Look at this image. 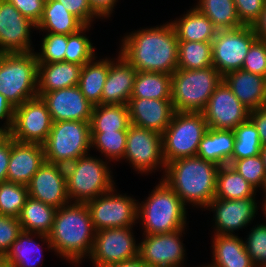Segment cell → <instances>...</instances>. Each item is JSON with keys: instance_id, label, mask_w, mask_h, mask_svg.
<instances>
[{"instance_id": "cell-10", "label": "cell", "mask_w": 266, "mask_h": 267, "mask_svg": "<svg viewBox=\"0 0 266 267\" xmlns=\"http://www.w3.org/2000/svg\"><path fill=\"white\" fill-rule=\"evenodd\" d=\"M257 39L252 26L218 30L212 41V65L224 76L240 70L252 43Z\"/></svg>"}, {"instance_id": "cell-9", "label": "cell", "mask_w": 266, "mask_h": 267, "mask_svg": "<svg viewBox=\"0 0 266 267\" xmlns=\"http://www.w3.org/2000/svg\"><path fill=\"white\" fill-rule=\"evenodd\" d=\"M64 168L68 199L75 198V203H86L114 188L109 168L102 160L85 155Z\"/></svg>"}, {"instance_id": "cell-32", "label": "cell", "mask_w": 266, "mask_h": 267, "mask_svg": "<svg viewBox=\"0 0 266 267\" xmlns=\"http://www.w3.org/2000/svg\"><path fill=\"white\" fill-rule=\"evenodd\" d=\"M87 62L82 66L78 86L85 98L94 106L101 104V96L106 81L110 60Z\"/></svg>"}, {"instance_id": "cell-47", "label": "cell", "mask_w": 266, "mask_h": 267, "mask_svg": "<svg viewBox=\"0 0 266 267\" xmlns=\"http://www.w3.org/2000/svg\"><path fill=\"white\" fill-rule=\"evenodd\" d=\"M240 22L253 26L259 19L266 0H233Z\"/></svg>"}, {"instance_id": "cell-42", "label": "cell", "mask_w": 266, "mask_h": 267, "mask_svg": "<svg viewBox=\"0 0 266 267\" xmlns=\"http://www.w3.org/2000/svg\"><path fill=\"white\" fill-rule=\"evenodd\" d=\"M229 165L254 188L263 186L266 177V169L260 154L253 157L230 161Z\"/></svg>"}, {"instance_id": "cell-29", "label": "cell", "mask_w": 266, "mask_h": 267, "mask_svg": "<svg viewBox=\"0 0 266 267\" xmlns=\"http://www.w3.org/2000/svg\"><path fill=\"white\" fill-rule=\"evenodd\" d=\"M85 24L68 12L56 0H46L43 14L36 28L48 30L49 33L69 35L81 30Z\"/></svg>"}, {"instance_id": "cell-28", "label": "cell", "mask_w": 266, "mask_h": 267, "mask_svg": "<svg viewBox=\"0 0 266 267\" xmlns=\"http://www.w3.org/2000/svg\"><path fill=\"white\" fill-rule=\"evenodd\" d=\"M213 243L215 262L212 267H256L238 236L215 235Z\"/></svg>"}, {"instance_id": "cell-31", "label": "cell", "mask_w": 266, "mask_h": 267, "mask_svg": "<svg viewBox=\"0 0 266 267\" xmlns=\"http://www.w3.org/2000/svg\"><path fill=\"white\" fill-rule=\"evenodd\" d=\"M130 125L128 105L99 104L93 107L91 132L127 131Z\"/></svg>"}, {"instance_id": "cell-33", "label": "cell", "mask_w": 266, "mask_h": 267, "mask_svg": "<svg viewBox=\"0 0 266 267\" xmlns=\"http://www.w3.org/2000/svg\"><path fill=\"white\" fill-rule=\"evenodd\" d=\"M255 188L229 164L219 166L215 198L223 200L253 198Z\"/></svg>"}, {"instance_id": "cell-52", "label": "cell", "mask_w": 266, "mask_h": 267, "mask_svg": "<svg viewBox=\"0 0 266 267\" xmlns=\"http://www.w3.org/2000/svg\"><path fill=\"white\" fill-rule=\"evenodd\" d=\"M15 107L6 99L5 96L0 94V120L7 118V124L4 129L8 132L14 122Z\"/></svg>"}, {"instance_id": "cell-58", "label": "cell", "mask_w": 266, "mask_h": 267, "mask_svg": "<svg viewBox=\"0 0 266 267\" xmlns=\"http://www.w3.org/2000/svg\"><path fill=\"white\" fill-rule=\"evenodd\" d=\"M7 134V131L4 128H0V140Z\"/></svg>"}, {"instance_id": "cell-39", "label": "cell", "mask_w": 266, "mask_h": 267, "mask_svg": "<svg viewBox=\"0 0 266 267\" xmlns=\"http://www.w3.org/2000/svg\"><path fill=\"white\" fill-rule=\"evenodd\" d=\"M29 197L26 185L14 182L0 183V214L18 218Z\"/></svg>"}, {"instance_id": "cell-22", "label": "cell", "mask_w": 266, "mask_h": 267, "mask_svg": "<svg viewBox=\"0 0 266 267\" xmlns=\"http://www.w3.org/2000/svg\"><path fill=\"white\" fill-rule=\"evenodd\" d=\"M209 206L216 211V235H230L233 230L246 226L255 216L257 208L254 198L232 200L214 198Z\"/></svg>"}, {"instance_id": "cell-11", "label": "cell", "mask_w": 266, "mask_h": 267, "mask_svg": "<svg viewBox=\"0 0 266 267\" xmlns=\"http://www.w3.org/2000/svg\"><path fill=\"white\" fill-rule=\"evenodd\" d=\"M52 123L46 103L37 96L15 108L14 122L7 133L18 142L43 145L51 131Z\"/></svg>"}, {"instance_id": "cell-45", "label": "cell", "mask_w": 266, "mask_h": 267, "mask_svg": "<svg viewBox=\"0 0 266 267\" xmlns=\"http://www.w3.org/2000/svg\"><path fill=\"white\" fill-rule=\"evenodd\" d=\"M245 71L266 77V42L256 39L250 46L242 68Z\"/></svg>"}, {"instance_id": "cell-44", "label": "cell", "mask_w": 266, "mask_h": 267, "mask_svg": "<svg viewBox=\"0 0 266 267\" xmlns=\"http://www.w3.org/2000/svg\"><path fill=\"white\" fill-rule=\"evenodd\" d=\"M251 231L244 243L245 250L256 267L259 264L260 267H266V225H259Z\"/></svg>"}, {"instance_id": "cell-59", "label": "cell", "mask_w": 266, "mask_h": 267, "mask_svg": "<svg viewBox=\"0 0 266 267\" xmlns=\"http://www.w3.org/2000/svg\"><path fill=\"white\" fill-rule=\"evenodd\" d=\"M263 189L266 192V177H265V181H264V184H263ZM265 195H266V193H265Z\"/></svg>"}, {"instance_id": "cell-49", "label": "cell", "mask_w": 266, "mask_h": 267, "mask_svg": "<svg viewBox=\"0 0 266 267\" xmlns=\"http://www.w3.org/2000/svg\"><path fill=\"white\" fill-rule=\"evenodd\" d=\"M64 8L79 18L85 25H90L91 19L98 16L90 6L89 0H56Z\"/></svg>"}, {"instance_id": "cell-2", "label": "cell", "mask_w": 266, "mask_h": 267, "mask_svg": "<svg viewBox=\"0 0 266 267\" xmlns=\"http://www.w3.org/2000/svg\"><path fill=\"white\" fill-rule=\"evenodd\" d=\"M219 166L199 156L180 158L169 162L163 179L182 202L208 207L215 198Z\"/></svg>"}, {"instance_id": "cell-13", "label": "cell", "mask_w": 266, "mask_h": 267, "mask_svg": "<svg viewBox=\"0 0 266 267\" xmlns=\"http://www.w3.org/2000/svg\"><path fill=\"white\" fill-rule=\"evenodd\" d=\"M131 227H115L95 232L91 258L96 267H108L139 255V245L131 234Z\"/></svg>"}, {"instance_id": "cell-1", "label": "cell", "mask_w": 266, "mask_h": 267, "mask_svg": "<svg viewBox=\"0 0 266 267\" xmlns=\"http://www.w3.org/2000/svg\"><path fill=\"white\" fill-rule=\"evenodd\" d=\"M122 55L137 72L172 75L178 66V37L172 23L143 29L123 39Z\"/></svg>"}, {"instance_id": "cell-30", "label": "cell", "mask_w": 266, "mask_h": 267, "mask_svg": "<svg viewBox=\"0 0 266 267\" xmlns=\"http://www.w3.org/2000/svg\"><path fill=\"white\" fill-rule=\"evenodd\" d=\"M178 41L212 42L218 29L197 8H193L181 20L171 22Z\"/></svg>"}, {"instance_id": "cell-18", "label": "cell", "mask_w": 266, "mask_h": 267, "mask_svg": "<svg viewBox=\"0 0 266 267\" xmlns=\"http://www.w3.org/2000/svg\"><path fill=\"white\" fill-rule=\"evenodd\" d=\"M41 98L53 122L91 120L94 105L85 98L78 85L47 92Z\"/></svg>"}, {"instance_id": "cell-8", "label": "cell", "mask_w": 266, "mask_h": 267, "mask_svg": "<svg viewBox=\"0 0 266 267\" xmlns=\"http://www.w3.org/2000/svg\"><path fill=\"white\" fill-rule=\"evenodd\" d=\"M207 129L208 125L202 112L175 111L162 134L165 163L197 156L199 143Z\"/></svg>"}, {"instance_id": "cell-16", "label": "cell", "mask_w": 266, "mask_h": 267, "mask_svg": "<svg viewBox=\"0 0 266 267\" xmlns=\"http://www.w3.org/2000/svg\"><path fill=\"white\" fill-rule=\"evenodd\" d=\"M29 197L59 209L68 203L63 165L44 162L27 185Z\"/></svg>"}, {"instance_id": "cell-40", "label": "cell", "mask_w": 266, "mask_h": 267, "mask_svg": "<svg viewBox=\"0 0 266 267\" xmlns=\"http://www.w3.org/2000/svg\"><path fill=\"white\" fill-rule=\"evenodd\" d=\"M127 131L91 132V146L101 149L109 158H123L126 149Z\"/></svg>"}, {"instance_id": "cell-7", "label": "cell", "mask_w": 266, "mask_h": 267, "mask_svg": "<svg viewBox=\"0 0 266 267\" xmlns=\"http://www.w3.org/2000/svg\"><path fill=\"white\" fill-rule=\"evenodd\" d=\"M45 161L66 166L85 156L91 147L90 121L53 122L43 144Z\"/></svg>"}, {"instance_id": "cell-4", "label": "cell", "mask_w": 266, "mask_h": 267, "mask_svg": "<svg viewBox=\"0 0 266 267\" xmlns=\"http://www.w3.org/2000/svg\"><path fill=\"white\" fill-rule=\"evenodd\" d=\"M38 62L33 52L0 53V94L16 108L38 96Z\"/></svg>"}, {"instance_id": "cell-37", "label": "cell", "mask_w": 266, "mask_h": 267, "mask_svg": "<svg viewBox=\"0 0 266 267\" xmlns=\"http://www.w3.org/2000/svg\"><path fill=\"white\" fill-rule=\"evenodd\" d=\"M233 131L235 133V142L231 161L260 154L263 145L257 129L249 119L239 124Z\"/></svg>"}, {"instance_id": "cell-46", "label": "cell", "mask_w": 266, "mask_h": 267, "mask_svg": "<svg viewBox=\"0 0 266 267\" xmlns=\"http://www.w3.org/2000/svg\"><path fill=\"white\" fill-rule=\"evenodd\" d=\"M22 231L18 218L0 214V258L6 255Z\"/></svg>"}, {"instance_id": "cell-6", "label": "cell", "mask_w": 266, "mask_h": 267, "mask_svg": "<svg viewBox=\"0 0 266 267\" xmlns=\"http://www.w3.org/2000/svg\"><path fill=\"white\" fill-rule=\"evenodd\" d=\"M150 195L143 206H138L137 215L138 218L141 215L145 234H164L183 229L186 204L175 191L163 180Z\"/></svg>"}, {"instance_id": "cell-15", "label": "cell", "mask_w": 266, "mask_h": 267, "mask_svg": "<svg viewBox=\"0 0 266 267\" xmlns=\"http://www.w3.org/2000/svg\"><path fill=\"white\" fill-rule=\"evenodd\" d=\"M124 157L130 160L134 168L141 172L155 169L158 164H163L162 166L166 167L163 157L162 135L131 124L127 129Z\"/></svg>"}, {"instance_id": "cell-36", "label": "cell", "mask_w": 266, "mask_h": 267, "mask_svg": "<svg viewBox=\"0 0 266 267\" xmlns=\"http://www.w3.org/2000/svg\"><path fill=\"white\" fill-rule=\"evenodd\" d=\"M212 65V42L179 41L177 69L196 70Z\"/></svg>"}, {"instance_id": "cell-51", "label": "cell", "mask_w": 266, "mask_h": 267, "mask_svg": "<svg viewBox=\"0 0 266 267\" xmlns=\"http://www.w3.org/2000/svg\"><path fill=\"white\" fill-rule=\"evenodd\" d=\"M249 120L257 129L262 145H266V106L251 110Z\"/></svg>"}, {"instance_id": "cell-26", "label": "cell", "mask_w": 266, "mask_h": 267, "mask_svg": "<svg viewBox=\"0 0 266 267\" xmlns=\"http://www.w3.org/2000/svg\"><path fill=\"white\" fill-rule=\"evenodd\" d=\"M233 130L208 128L199 143L197 156L218 166L229 164L234 151Z\"/></svg>"}, {"instance_id": "cell-53", "label": "cell", "mask_w": 266, "mask_h": 267, "mask_svg": "<svg viewBox=\"0 0 266 267\" xmlns=\"http://www.w3.org/2000/svg\"><path fill=\"white\" fill-rule=\"evenodd\" d=\"M116 0H89L93 11L100 16H108L113 10Z\"/></svg>"}, {"instance_id": "cell-14", "label": "cell", "mask_w": 266, "mask_h": 267, "mask_svg": "<svg viewBox=\"0 0 266 267\" xmlns=\"http://www.w3.org/2000/svg\"><path fill=\"white\" fill-rule=\"evenodd\" d=\"M250 110L222 81L209 98L202 114L210 129L234 130L249 119Z\"/></svg>"}, {"instance_id": "cell-54", "label": "cell", "mask_w": 266, "mask_h": 267, "mask_svg": "<svg viewBox=\"0 0 266 267\" xmlns=\"http://www.w3.org/2000/svg\"><path fill=\"white\" fill-rule=\"evenodd\" d=\"M258 39L266 42V2L259 19L252 26Z\"/></svg>"}, {"instance_id": "cell-57", "label": "cell", "mask_w": 266, "mask_h": 267, "mask_svg": "<svg viewBox=\"0 0 266 267\" xmlns=\"http://www.w3.org/2000/svg\"><path fill=\"white\" fill-rule=\"evenodd\" d=\"M0 267H15V265L6 261L4 258H0Z\"/></svg>"}, {"instance_id": "cell-34", "label": "cell", "mask_w": 266, "mask_h": 267, "mask_svg": "<svg viewBox=\"0 0 266 267\" xmlns=\"http://www.w3.org/2000/svg\"><path fill=\"white\" fill-rule=\"evenodd\" d=\"M172 75L137 72L130 98L171 99Z\"/></svg>"}, {"instance_id": "cell-35", "label": "cell", "mask_w": 266, "mask_h": 267, "mask_svg": "<svg viewBox=\"0 0 266 267\" xmlns=\"http://www.w3.org/2000/svg\"><path fill=\"white\" fill-rule=\"evenodd\" d=\"M196 8L204 14L218 30L234 29L243 24L237 15L233 0H199Z\"/></svg>"}, {"instance_id": "cell-25", "label": "cell", "mask_w": 266, "mask_h": 267, "mask_svg": "<svg viewBox=\"0 0 266 267\" xmlns=\"http://www.w3.org/2000/svg\"><path fill=\"white\" fill-rule=\"evenodd\" d=\"M82 66L65 61L38 64V97L47 92L77 86Z\"/></svg>"}, {"instance_id": "cell-19", "label": "cell", "mask_w": 266, "mask_h": 267, "mask_svg": "<svg viewBox=\"0 0 266 267\" xmlns=\"http://www.w3.org/2000/svg\"><path fill=\"white\" fill-rule=\"evenodd\" d=\"M146 235L139 245L138 257L149 267H179L184 258L183 245L179 239L182 231Z\"/></svg>"}, {"instance_id": "cell-21", "label": "cell", "mask_w": 266, "mask_h": 267, "mask_svg": "<svg viewBox=\"0 0 266 267\" xmlns=\"http://www.w3.org/2000/svg\"><path fill=\"white\" fill-rule=\"evenodd\" d=\"M44 162L43 145L18 142L11 137L7 181L27 186Z\"/></svg>"}, {"instance_id": "cell-5", "label": "cell", "mask_w": 266, "mask_h": 267, "mask_svg": "<svg viewBox=\"0 0 266 267\" xmlns=\"http://www.w3.org/2000/svg\"><path fill=\"white\" fill-rule=\"evenodd\" d=\"M222 81L223 76L213 66L196 70L177 69L171 80L174 111L202 112Z\"/></svg>"}, {"instance_id": "cell-48", "label": "cell", "mask_w": 266, "mask_h": 267, "mask_svg": "<svg viewBox=\"0 0 266 267\" xmlns=\"http://www.w3.org/2000/svg\"><path fill=\"white\" fill-rule=\"evenodd\" d=\"M35 25L40 21L46 0H6Z\"/></svg>"}, {"instance_id": "cell-50", "label": "cell", "mask_w": 266, "mask_h": 267, "mask_svg": "<svg viewBox=\"0 0 266 267\" xmlns=\"http://www.w3.org/2000/svg\"><path fill=\"white\" fill-rule=\"evenodd\" d=\"M11 155V136L7 133L0 140V183L7 181L9 158Z\"/></svg>"}, {"instance_id": "cell-60", "label": "cell", "mask_w": 266, "mask_h": 267, "mask_svg": "<svg viewBox=\"0 0 266 267\" xmlns=\"http://www.w3.org/2000/svg\"><path fill=\"white\" fill-rule=\"evenodd\" d=\"M265 199H266V198H265ZM263 206H264V209H263V210L265 211L264 213H265V215H266V200H265V203H264Z\"/></svg>"}, {"instance_id": "cell-43", "label": "cell", "mask_w": 266, "mask_h": 267, "mask_svg": "<svg viewBox=\"0 0 266 267\" xmlns=\"http://www.w3.org/2000/svg\"><path fill=\"white\" fill-rule=\"evenodd\" d=\"M42 41L41 54H35L38 64L64 61L67 35L48 33Z\"/></svg>"}, {"instance_id": "cell-20", "label": "cell", "mask_w": 266, "mask_h": 267, "mask_svg": "<svg viewBox=\"0 0 266 267\" xmlns=\"http://www.w3.org/2000/svg\"><path fill=\"white\" fill-rule=\"evenodd\" d=\"M127 105L132 125L161 135L175 112L171 99L130 98Z\"/></svg>"}, {"instance_id": "cell-55", "label": "cell", "mask_w": 266, "mask_h": 267, "mask_svg": "<svg viewBox=\"0 0 266 267\" xmlns=\"http://www.w3.org/2000/svg\"><path fill=\"white\" fill-rule=\"evenodd\" d=\"M108 267H149L139 257L132 260L122 261L120 263L112 264Z\"/></svg>"}, {"instance_id": "cell-23", "label": "cell", "mask_w": 266, "mask_h": 267, "mask_svg": "<svg viewBox=\"0 0 266 267\" xmlns=\"http://www.w3.org/2000/svg\"><path fill=\"white\" fill-rule=\"evenodd\" d=\"M118 64L113 61L103 86L101 104L127 105L132 91L137 70L119 55Z\"/></svg>"}, {"instance_id": "cell-3", "label": "cell", "mask_w": 266, "mask_h": 267, "mask_svg": "<svg viewBox=\"0 0 266 267\" xmlns=\"http://www.w3.org/2000/svg\"><path fill=\"white\" fill-rule=\"evenodd\" d=\"M94 233L86 203L74 202L72 205L62 206L56 210L53 228L48 237L52 249L57 250L62 257L78 263L87 253L90 256L94 244Z\"/></svg>"}, {"instance_id": "cell-41", "label": "cell", "mask_w": 266, "mask_h": 267, "mask_svg": "<svg viewBox=\"0 0 266 267\" xmlns=\"http://www.w3.org/2000/svg\"><path fill=\"white\" fill-rule=\"evenodd\" d=\"M88 25H85L81 30L67 35V48L65 50L64 61L83 66L87 62L93 60L94 49L90 40L81 35L83 30H86Z\"/></svg>"}, {"instance_id": "cell-56", "label": "cell", "mask_w": 266, "mask_h": 267, "mask_svg": "<svg viewBox=\"0 0 266 267\" xmlns=\"http://www.w3.org/2000/svg\"><path fill=\"white\" fill-rule=\"evenodd\" d=\"M260 156L262 157L265 169H266V145L261 148Z\"/></svg>"}, {"instance_id": "cell-38", "label": "cell", "mask_w": 266, "mask_h": 267, "mask_svg": "<svg viewBox=\"0 0 266 267\" xmlns=\"http://www.w3.org/2000/svg\"><path fill=\"white\" fill-rule=\"evenodd\" d=\"M29 234L31 236V233L22 231L3 257L6 261L15 265V267H37L36 265L40 262L41 256L38 252L41 250L37 251L38 249L36 248H39V245L32 241ZM33 248H35L36 251H34L35 249ZM31 254H35V256L33 255L32 258L30 257Z\"/></svg>"}, {"instance_id": "cell-12", "label": "cell", "mask_w": 266, "mask_h": 267, "mask_svg": "<svg viewBox=\"0 0 266 267\" xmlns=\"http://www.w3.org/2000/svg\"><path fill=\"white\" fill-rule=\"evenodd\" d=\"M114 190L86 202L95 232L98 230L131 227L138 218L136 200L122 195H111ZM105 196V197H104Z\"/></svg>"}, {"instance_id": "cell-27", "label": "cell", "mask_w": 266, "mask_h": 267, "mask_svg": "<svg viewBox=\"0 0 266 267\" xmlns=\"http://www.w3.org/2000/svg\"><path fill=\"white\" fill-rule=\"evenodd\" d=\"M56 210L53 206L28 197L18 217L22 230L29 233L36 231L34 233L44 238L49 244L48 248L52 249L48 235L53 228Z\"/></svg>"}, {"instance_id": "cell-24", "label": "cell", "mask_w": 266, "mask_h": 267, "mask_svg": "<svg viewBox=\"0 0 266 267\" xmlns=\"http://www.w3.org/2000/svg\"><path fill=\"white\" fill-rule=\"evenodd\" d=\"M223 81L250 111L266 106V77L240 69L224 75Z\"/></svg>"}, {"instance_id": "cell-17", "label": "cell", "mask_w": 266, "mask_h": 267, "mask_svg": "<svg viewBox=\"0 0 266 267\" xmlns=\"http://www.w3.org/2000/svg\"><path fill=\"white\" fill-rule=\"evenodd\" d=\"M31 26L36 27L13 4L0 0V53L31 52Z\"/></svg>"}]
</instances>
